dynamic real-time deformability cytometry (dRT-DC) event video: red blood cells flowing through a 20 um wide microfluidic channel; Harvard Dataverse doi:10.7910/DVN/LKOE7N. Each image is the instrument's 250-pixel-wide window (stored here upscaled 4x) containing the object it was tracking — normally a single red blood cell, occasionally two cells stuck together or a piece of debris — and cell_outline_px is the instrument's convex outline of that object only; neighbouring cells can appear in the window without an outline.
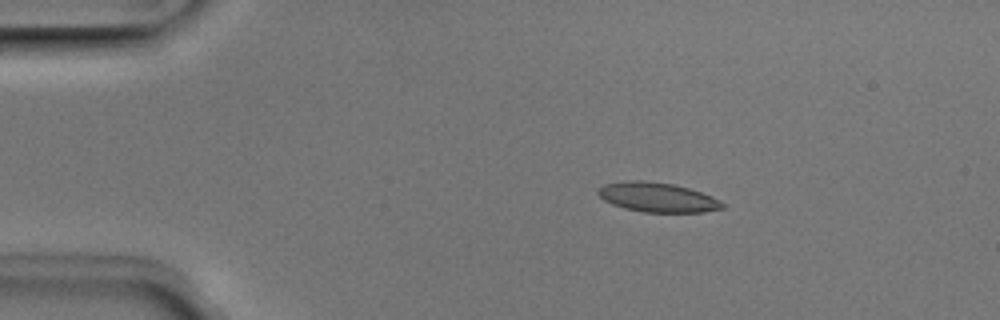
{"species": "Egyptian fruit bat (a non-hibernating species)", "species_latin": "Rousettus aegyptiacus", "temperature_condition": "room temperature", "stored_images_in_passage": 8, "camera_frame_rate_fps": 3000, "um_per_image_px": 0.085, "animal": {"sex": "male"}, "frame": {"image": 1, "passage_image": 3, "time_ms": 0.667, "image_size_px": [1000, 320], "cell_outline_px": [[724, 208], [704, 212], [644, 212], [624, 208], [612, 204], [604, 200], [596, 192], [604, 184], [628, 180], [644, 180], [676, 184], [712, 196], [720, 200], [724, 204]], "centroid_in_image_um": [55.89, 16.76], "position_along_channel_um": 29.1, "area_um2": 21.44}}
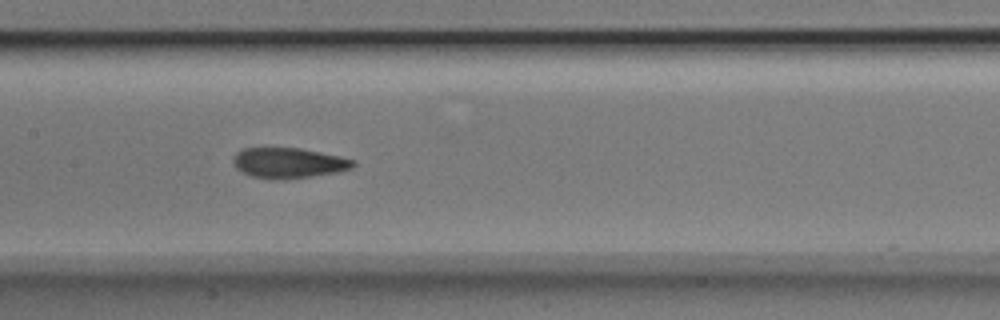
{"frame": {"image": 2, "passage_image": 7, "time_ms": 2.0, "image_size_px": [1000, 320], "cell_outline_px": [[356, 164], [352, 168], [336, 172], [312, 176], [280, 180], [268, 180], [252, 176], [236, 168], [232, 160], [236, 152], [244, 148], [300, 148], [340, 156], [356, 160]], "centroid_in_image_um": [24.53, 13.85], "position_along_channel_um": 182.9, "area_um2": 21.33}}
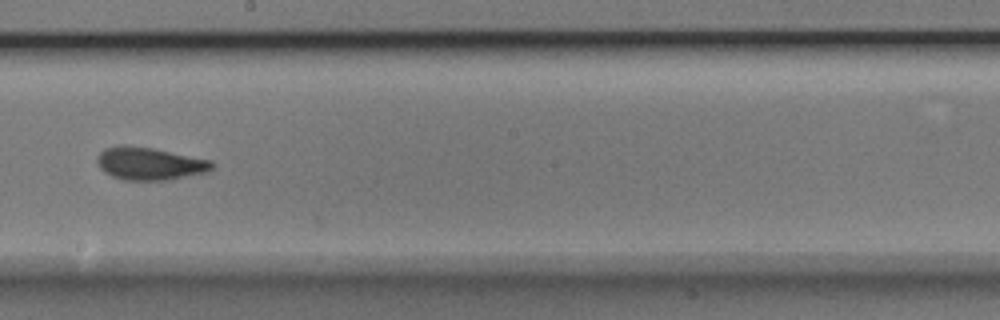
{"frame": {"image": 3, "passage_image": 8, "time_ms": 2.333, "image_size_px": [1000, 320], "cell_outline_px": [[216, 164], [208, 172], [164, 180], [124, 180], [112, 176], [104, 172], [100, 168], [96, 160], [96, 156], [104, 148], [124, 144], [152, 148], [212, 160]], "centroid_in_image_um": [12.7, 13.89], "position_along_channel_um": 235.5, "area_um2": 21.96}}